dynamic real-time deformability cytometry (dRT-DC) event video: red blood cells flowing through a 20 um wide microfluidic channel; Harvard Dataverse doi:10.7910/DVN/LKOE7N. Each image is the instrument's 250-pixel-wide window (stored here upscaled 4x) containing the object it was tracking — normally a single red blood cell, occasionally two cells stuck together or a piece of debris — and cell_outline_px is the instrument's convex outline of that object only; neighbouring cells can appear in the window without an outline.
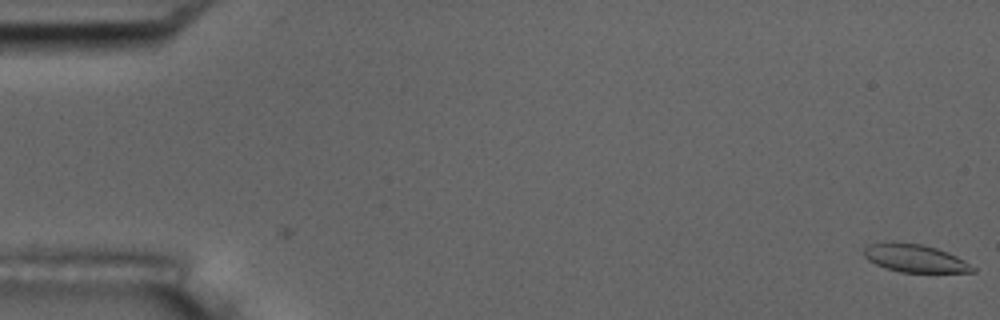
{"species": "common noctule bat (a hibernating species)", "species_latin": "Nyctalus noctula", "temperature_condition": "room temperature", "stored_images_in_passage": 2, "camera_frame_rate_fps": 3000, "um_per_image_px": 0.085, "animal": {"sex": "male", "body_mass_g": 17.5, "forearm_length_mm": 52.3}, "frame": {"image": 1, "passage_image": 2, "time_ms": 0.333, "image_size_px": [1000, 320], "cell_outline_px": [[976, 272], [900, 272], [876, 264], [868, 260], [864, 256], [864, 248], [868, 244], [892, 240], [920, 244], [936, 248], [948, 252], [964, 260], [976, 268]], "centroid_in_image_um": [77.75, 21.93], "position_along_channel_um": 7.3, "area_um2": 17.8}}